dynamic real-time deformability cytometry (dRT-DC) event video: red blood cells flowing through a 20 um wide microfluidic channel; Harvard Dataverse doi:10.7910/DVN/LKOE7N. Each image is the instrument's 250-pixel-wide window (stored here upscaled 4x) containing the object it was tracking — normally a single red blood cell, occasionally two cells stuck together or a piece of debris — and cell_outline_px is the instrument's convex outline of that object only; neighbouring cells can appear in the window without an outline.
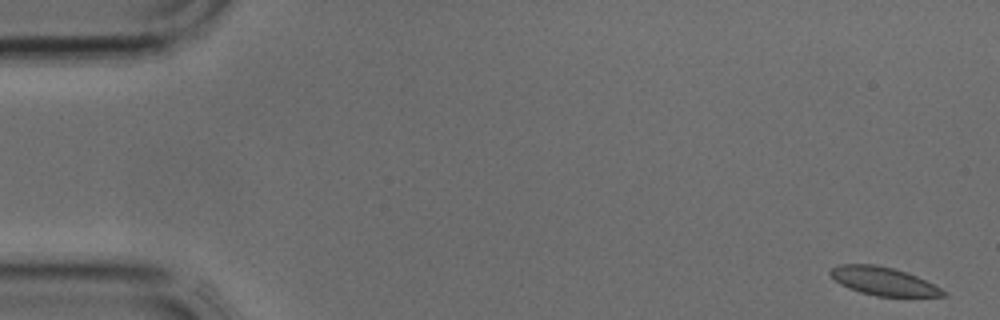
{"species": "common noctule bat (a hibernating species)", "species_latin": "Nyctalus noctula", "temperature_condition": "cold", "stored_images_in_passage": 39, "camera_frame_rate_fps": 3000, "um_per_image_px": 0.085, "animal": {"sex": "male", "body_mass_g": 17.9, "forearm_length_mm": 54.2}, "frame": {"image": 1, "passage_image": 1, "time_ms": 0.0, "image_size_px": [1000, 320], "cell_outline_px": [[948, 296], [876, 296], [860, 292], [848, 288], [840, 284], [828, 272], [836, 264], [876, 264], [908, 272], [948, 292]], "centroid_in_image_um": [75.07, 23.89], "position_along_channel_um": 9.9, "area_um2": 18.5}}
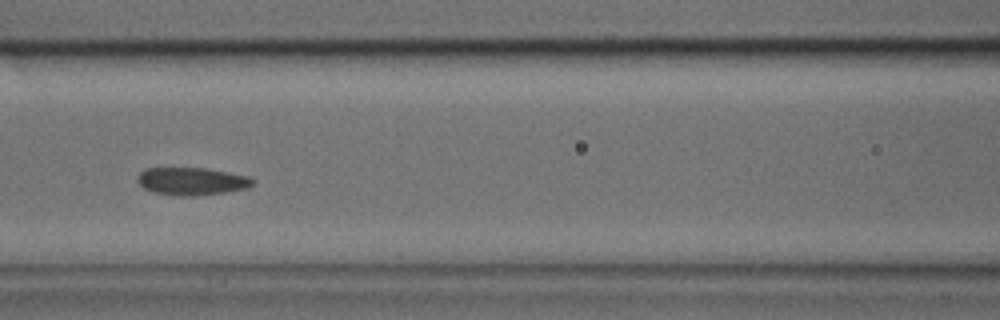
{"frame": {"image": 2, "passage_image": 17, "time_ms": 5.333, "image_size_px": [1000, 320], "cell_outline_px": [[256, 184], [248, 188], [224, 192], [192, 196], [180, 196], [156, 192], [144, 188], [136, 180], [136, 176], [144, 168], [208, 168], [248, 176], [256, 180]], "centroid_in_image_um": [16.33, 15.39], "position_along_channel_um": 150.3, "area_um2": 18.67}}
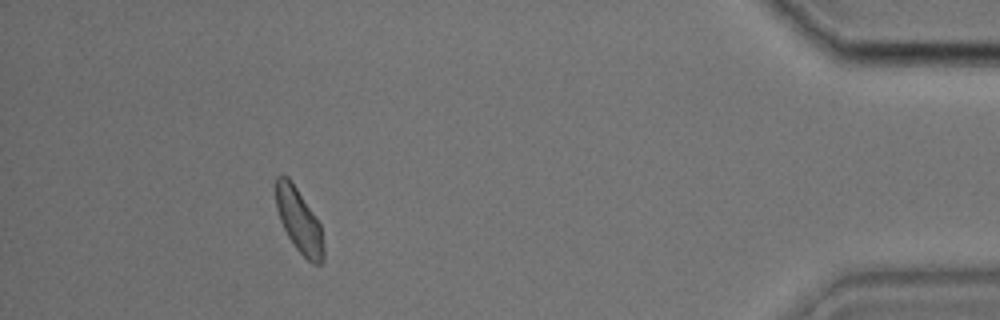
{"frame": {"image": 3, "passage_image": 36, "time_ms": 11.667, "image_size_px": [1000, 320], "cell_outline_px": [[324, 260], [320, 264], [312, 264], [296, 248], [288, 236], [280, 220], [276, 208], [276, 176], [280, 172], [288, 176], [320, 224], [324, 240]], "centroid_in_image_um": [25.42, 18.76], "position_along_channel_um": 409.8, "area_um2": 17.74}}